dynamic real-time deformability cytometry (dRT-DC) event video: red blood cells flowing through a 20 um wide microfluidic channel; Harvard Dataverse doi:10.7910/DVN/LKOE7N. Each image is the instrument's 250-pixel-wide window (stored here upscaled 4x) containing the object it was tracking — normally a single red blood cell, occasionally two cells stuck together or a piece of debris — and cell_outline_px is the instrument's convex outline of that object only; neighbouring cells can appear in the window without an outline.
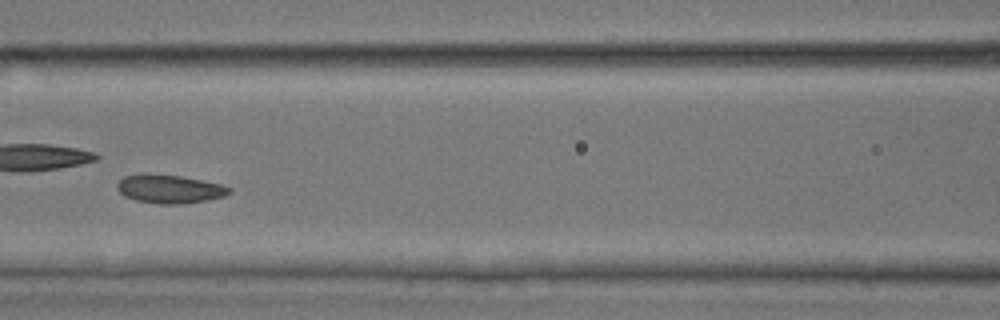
{"species": "common noctule bat (a hibernating species)", "species_latin": "Nyctalus noctula", "temperature_condition": "room temperature", "stored_images_in_passage": 47, "camera_frame_rate_fps": 3000, "um_per_image_px": 0.085, "animal": {"sex": "male", "body_mass_g": 17.9, "forearm_length_mm": 54.2}, "frame": {"image": 1, "passage_image": 21, "time_ms": 6.667, "image_size_px": [1000, 320], "cell_outline_px": [[232, 192], [224, 196], [208, 200], [184, 204], [156, 204], [136, 200], [124, 196], [116, 188], [116, 184], [124, 176], [140, 172], [180, 176], [220, 184], [232, 188]], "centroid_in_image_um": [14.38, 16.06], "position_along_channel_um": 152.2, "area_um2": 18.9}}